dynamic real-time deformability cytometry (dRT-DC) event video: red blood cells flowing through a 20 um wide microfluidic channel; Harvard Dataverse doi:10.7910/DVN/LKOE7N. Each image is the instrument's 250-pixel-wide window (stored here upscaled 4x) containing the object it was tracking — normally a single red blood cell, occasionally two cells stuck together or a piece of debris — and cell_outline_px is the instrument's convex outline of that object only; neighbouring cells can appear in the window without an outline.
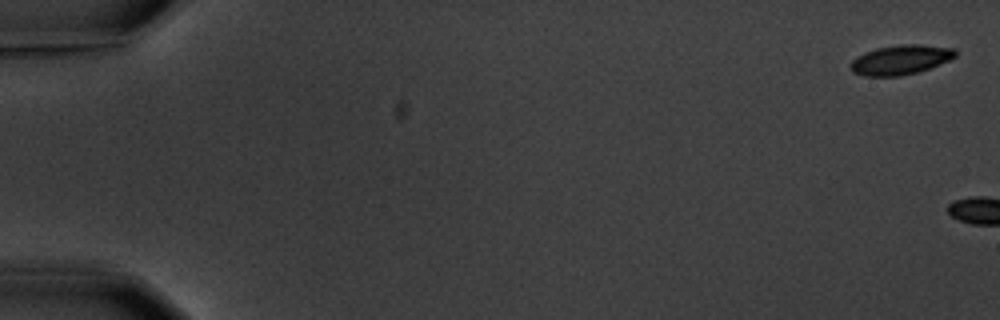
{"species": "common noctule bat (a hibernating species)", "species_latin": "Nyctalus noctula", "temperature_condition": "warm", "stored_images_in_passage": 2, "camera_frame_rate_fps": 3000, "um_per_image_px": 0.085, "animal": {"sex": "male", "body_mass_g": 20.1, "forearm_length_mm": 53.5}, "frame": {"image": 1, "passage_image": 1, "time_ms": 0.0, "image_size_px": [1000, 320], "cell_outline_px": [[956, 56], [948, 60], [920, 72], [900, 76], [864, 76], [852, 72], [848, 64], [856, 56], [864, 52], [876, 48], [900, 44], [920, 44], [956, 48]], "centroid_in_image_um": [76.52, 5.08], "position_along_channel_um": 8.5, "area_um2": 18.32}}